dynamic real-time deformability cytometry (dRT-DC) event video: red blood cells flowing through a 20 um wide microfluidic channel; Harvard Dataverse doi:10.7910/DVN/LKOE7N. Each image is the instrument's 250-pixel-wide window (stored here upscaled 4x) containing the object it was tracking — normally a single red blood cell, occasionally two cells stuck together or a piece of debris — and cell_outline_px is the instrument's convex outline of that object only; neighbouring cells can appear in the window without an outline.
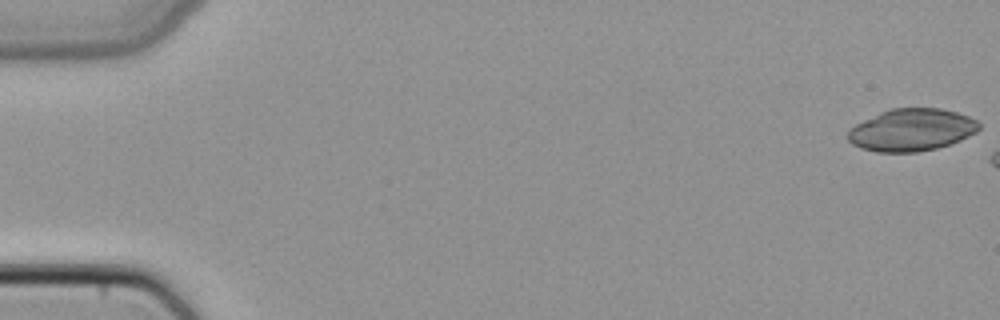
{"species": "common noctule bat (a hibernating species)", "species_latin": "Nyctalus noctula", "temperature_condition": "cold", "stored_images_in_passage": 7, "camera_frame_rate_fps": 3000, "um_per_image_px": 0.085, "animal": {"sex": "female", "body_mass_g": 22.7, "forearm_length_mm": 54.2}, "frame": {"image": 1, "passage_image": 1, "time_ms": 0.0, "image_size_px": [1000, 320], "cell_outline_px": [[980, 128], [976, 132], [960, 140], [936, 148], [916, 152], [876, 152], [860, 148], [852, 144], [848, 140], [848, 128], [880, 112], [892, 108], [940, 108], [956, 112], [968, 116], [976, 120], [980, 124]], "centroid_in_image_um": [77.46, 11.04], "position_along_channel_um": 7.5, "area_um2": 32.25}}